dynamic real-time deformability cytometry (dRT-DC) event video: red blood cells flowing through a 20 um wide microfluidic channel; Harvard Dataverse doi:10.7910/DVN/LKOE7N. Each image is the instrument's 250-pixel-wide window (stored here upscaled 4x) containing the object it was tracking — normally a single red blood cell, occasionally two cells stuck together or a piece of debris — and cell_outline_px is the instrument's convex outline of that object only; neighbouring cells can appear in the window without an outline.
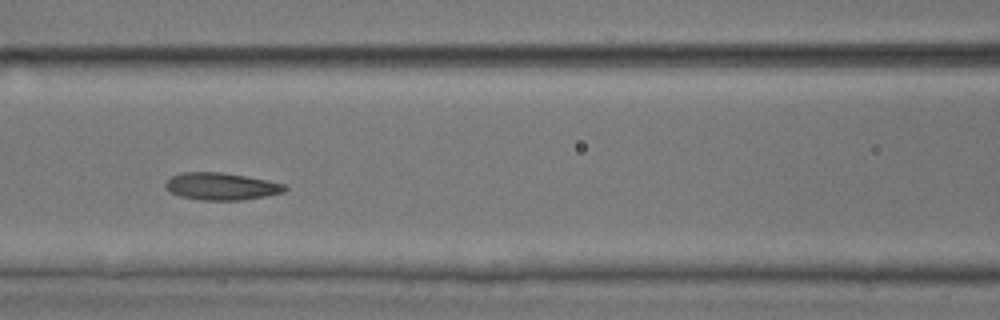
{"species": "common noctule bat (a hibernating species)", "species_latin": "Nyctalus noctula", "temperature_condition": "room temperature", "stored_images_in_passage": 8, "camera_frame_rate_fps": 3000, "um_per_image_px": 0.085, "animal": {"sex": "male", "body_mass_g": 17.9, "forearm_length_mm": 54.2}, "frame": {"image": 1, "passage_image": 6, "time_ms": 5.667, "image_size_px": [1000, 320], "cell_outline_px": [[288, 188], [284, 192], [268, 196], [240, 200], [200, 200], [180, 196], [164, 188], [164, 184], [172, 176], [180, 172], [220, 172], [244, 176], [284, 184]], "centroid_in_image_um": [18.79, 15.84], "position_along_channel_um": 147.8, "area_um2": 18.84}}